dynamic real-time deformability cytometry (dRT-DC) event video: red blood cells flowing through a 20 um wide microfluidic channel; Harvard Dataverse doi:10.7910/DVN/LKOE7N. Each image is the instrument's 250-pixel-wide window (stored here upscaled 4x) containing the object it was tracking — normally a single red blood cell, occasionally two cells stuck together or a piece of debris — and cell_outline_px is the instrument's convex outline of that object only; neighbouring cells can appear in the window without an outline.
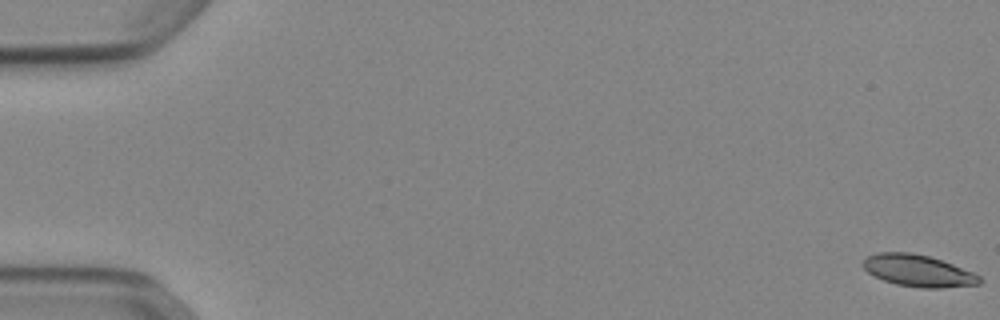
{"species": "Egyptian fruit bat (a non-hibernating species)", "species_latin": "Rousettus aegyptiacus", "temperature_condition": "cold", "stored_images_in_passage": 55, "segment_of_instrument_passage": [1, 2], "camera_frame_rate_fps": 3000, "um_per_image_px": 0.085, "animal": {"sex": "female"}, "frame": {"image": 1, "passage_image": 1, "time_ms": 0.0, "image_size_px": [1000, 320], "cell_outline_px": [[984, 280], [980, 284], [940, 288], [920, 288], [896, 284], [884, 280], [868, 272], [864, 268], [864, 260], [868, 256], [880, 252], [912, 252], [928, 256], [952, 264], [972, 272], [980, 276]], "centroid_in_image_um": [78.08, 23.02], "position_along_channel_um": 6.9, "area_um2": 21.39}}
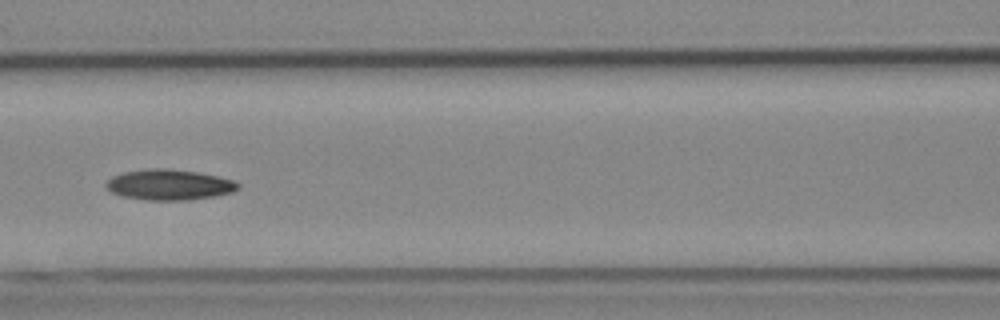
{"frame": {"image": 2, "passage_image": 25, "time_ms": 8.0, "image_size_px": [1000, 320], "cell_outline_px": [[240, 188], [232, 192], [216, 196], [188, 200], [144, 200], [120, 196], [112, 192], [104, 184], [112, 176], [124, 172], [152, 168], [164, 168], [196, 172], [216, 176], [232, 180], [240, 184]], "centroid_in_image_um": [14.37, 15.71], "position_along_channel_um": 152.2, "area_um2": 23.47}}
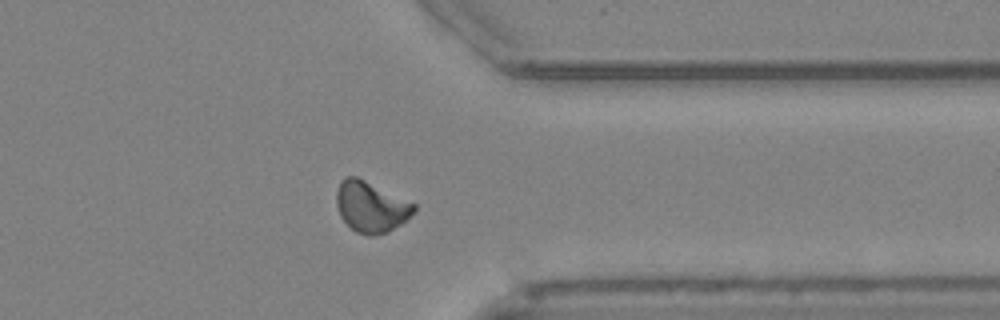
{"frame": {"image": 3, "passage_image": 43, "time_ms": 14.0, "image_size_px": [1000, 320], "cell_outline_px": [[416, 208], [400, 224], [388, 232], [372, 236], [368, 236], [356, 232], [340, 216], [336, 204], [336, 192], [340, 180], [344, 176], [356, 176], [416, 204]], "centroid_in_image_um": [31.49, 17.57], "position_along_channel_um": 379.9, "area_um2": 22.72}}